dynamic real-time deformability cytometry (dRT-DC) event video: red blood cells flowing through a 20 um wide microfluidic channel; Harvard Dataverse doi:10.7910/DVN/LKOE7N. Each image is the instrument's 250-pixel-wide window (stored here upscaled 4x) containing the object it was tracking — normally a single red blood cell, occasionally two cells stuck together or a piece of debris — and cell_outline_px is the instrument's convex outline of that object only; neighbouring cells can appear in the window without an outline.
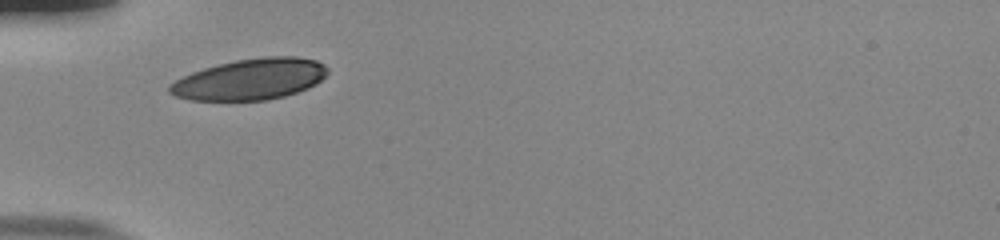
{"species": "human", "species_latin": "Homo sapiens", "temperature_condition": "room temperature", "stored_images_in_passage": 29, "camera_frame_rate_fps": 3000, "um_per_image_px": 0.085, "donor": {"sex": "male"}, "frame": {"image": 1, "passage_image": 1, "time_ms": 0.0, "image_size_px": [1000, 240], "cell_outline_px": [[328, 72], [316, 84], [308, 88], [284, 96], [268, 100], [188, 100], [176, 96], [168, 92], [168, 84], [192, 72], [204, 68], [236, 60], [264, 56], [296, 56], [316, 60], [324, 64], [328, 68]], "centroid_in_image_um": [21.27, 6.73], "position_along_channel_um": 63.7, "area_um2": 37.8}}
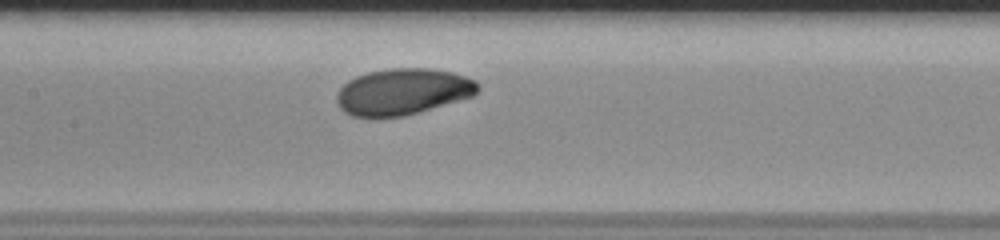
{"frame": {"image": 2, "passage_image": 10, "time_ms": 3.0, "image_size_px": [1000, 240], "cell_outline_px": [[480, 88], [472, 96], [404, 116], [352, 116], [344, 112], [340, 108], [336, 100], [336, 92], [348, 80], [356, 76], [368, 72], [392, 68], [428, 68], [452, 72], [476, 80], [480, 84]], "centroid_in_image_um": [34.22, 7.78], "position_along_channel_um": 173.2, "area_um2": 37.86}}
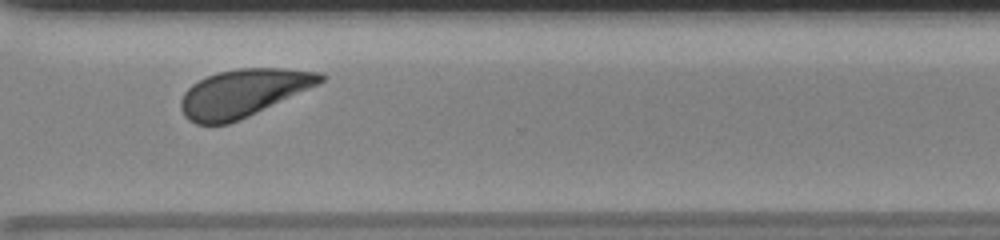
{"frame": {"image": 3, "passage_image": 24, "time_ms": 7.667, "image_size_px": [1000, 240], "cell_outline_px": [[324, 80], [316, 84], [240, 120], [228, 124], [196, 124], [188, 120], [184, 116], [180, 108], [180, 100], [184, 92], [192, 84], [208, 76], [220, 72], [240, 68], [280, 68], [320, 72], [324, 76]], "centroid_in_image_um": [20.59, 7.91], "position_along_channel_um": 350.0, "area_um2": 38.03}, "authors_computed_cell_mechanics": {"area_um2": 38.0324, "velocity_mm_per_s": 3.7855, "shape_relaxation_time_tau1_ms": 2.2808, "shape_relaxation_time_tau2_ms": null, "deformation_change_tau1": 0.1175, "deformation_change_tau2": null}}